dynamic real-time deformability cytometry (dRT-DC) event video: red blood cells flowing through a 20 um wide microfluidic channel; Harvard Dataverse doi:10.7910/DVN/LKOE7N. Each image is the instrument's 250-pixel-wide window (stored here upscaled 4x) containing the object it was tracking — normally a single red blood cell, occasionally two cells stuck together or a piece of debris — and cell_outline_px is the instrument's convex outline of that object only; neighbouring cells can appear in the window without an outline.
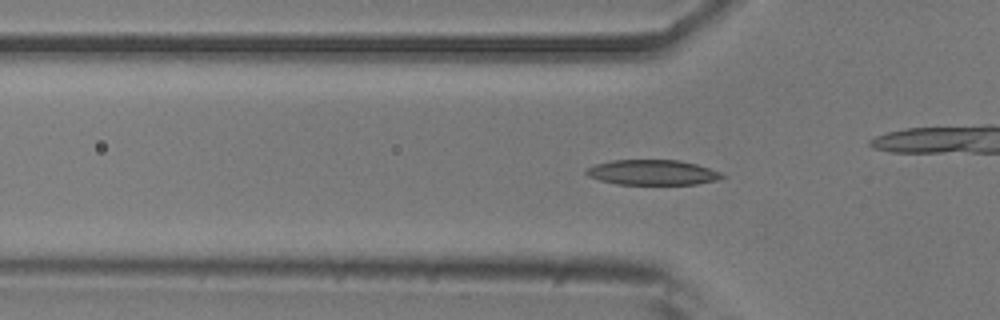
{"species": "common noctule bat (a hibernating species)", "species_latin": "Nyctalus noctula", "temperature_condition": "room temperature", "stored_images_in_passage": 54, "camera_frame_rate_fps": 3000, "um_per_image_px": 0.085, "animal": {"sex": "male", "body_mass_g": 20.5, "forearm_length_mm": 52.5}, "frame": {"image": 1, "passage_image": 17, "time_ms": 5.333, "image_size_px": [1000, 320], "cell_outline_px": [[724, 176], [716, 180], [696, 184], [616, 184], [600, 180], [588, 176], [584, 172], [588, 168], [596, 164], [612, 160], [680, 160], [696, 164], [720, 172]], "centroid_in_image_um": [55.43, 14.65], "position_along_channel_um": 70.4, "area_um2": 19.71}}
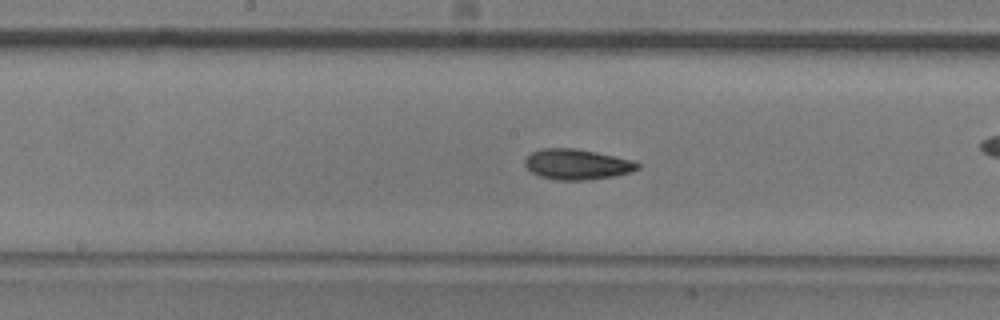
{"frame": {"image": 2, "passage_image": 27, "time_ms": 8.667, "image_size_px": [1000, 320], "cell_outline_px": [[640, 168], [632, 172], [612, 176], [588, 180], [556, 180], [540, 176], [532, 172], [524, 164], [524, 160], [532, 152], [540, 148], [576, 148], [596, 152], [632, 160], [640, 164]], "centroid_in_image_um": [49.04, 13.96], "position_along_channel_um": 199.2, "area_um2": 20.0}}
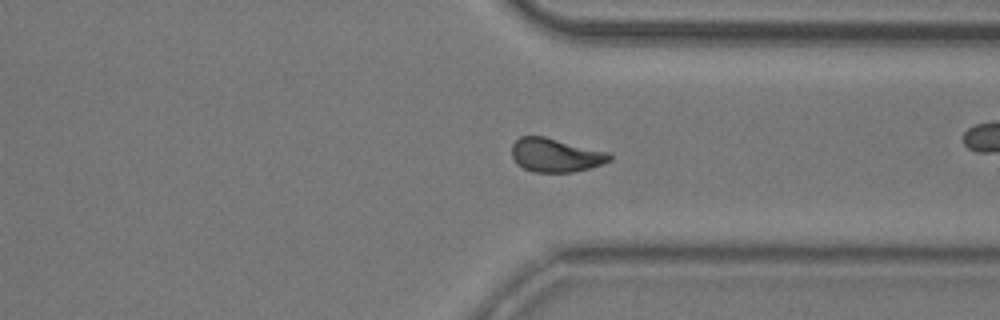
{"frame": {"image": 3, "passage_image": 40, "time_ms": 13.0, "image_size_px": [1000, 320], "cell_outline_px": [[612, 160], [604, 164], [572, 172], [532, 172], [516, 164], [512, 156], [512, 144], [520, 136], [544, 136], [608, 152], [612, 156]], "centroid_in_image_um": [47.22, 13.19], "position_along_channel_um": 364.2, "area_um2": 19.25}, "authors_computed_cell_mechanics": {"area_um2": 19.4208, "velocity_mm_per_s": 3.8274, "shape_relaxation_time_tau1_ms": 4.9932, "shape_relaxation_time_tau2_ms": 2.8652, "deformation_change_tau1": 0.1307, "deformation_change_tau2": 0.0866}}